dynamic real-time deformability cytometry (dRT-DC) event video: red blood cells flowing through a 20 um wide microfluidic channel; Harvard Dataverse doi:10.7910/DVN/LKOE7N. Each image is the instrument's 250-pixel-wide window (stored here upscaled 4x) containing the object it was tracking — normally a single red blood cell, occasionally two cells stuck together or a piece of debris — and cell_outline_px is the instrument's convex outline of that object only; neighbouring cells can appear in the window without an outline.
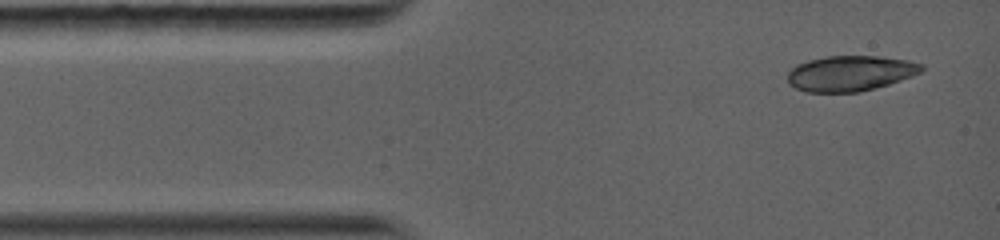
{"species": "common noctule bat (a hibernating species)", "species_latin": "Nyctalus noctula", "temperature_condition": "warm", "stored_images_in_passage": 3, "camera_frame_rate_fps": 5000, "um_per_image_px": 0.085, "animal": {"sex": "female", "body_mass_g": 19.0, "forearm_length_mm": 56.7}, "frame": {"image": 1, "passage_image": 1, "time_ms": 0.0, "image_size_px": [1000, 240], "cell_outline_px": [[924, 68], [920, 72], [912, 76], [888, 84], [860, 92], [808, 92], [796, 88], [788, 84], [788, 72], [796, 64], [808, 60], [824, 56], [880, 56], [908, 60], [924, 64]], "centroid_in_image_um": [72.26, 6.22], "position_along_channel_um": 12.7, "area_um2": 27.74}}